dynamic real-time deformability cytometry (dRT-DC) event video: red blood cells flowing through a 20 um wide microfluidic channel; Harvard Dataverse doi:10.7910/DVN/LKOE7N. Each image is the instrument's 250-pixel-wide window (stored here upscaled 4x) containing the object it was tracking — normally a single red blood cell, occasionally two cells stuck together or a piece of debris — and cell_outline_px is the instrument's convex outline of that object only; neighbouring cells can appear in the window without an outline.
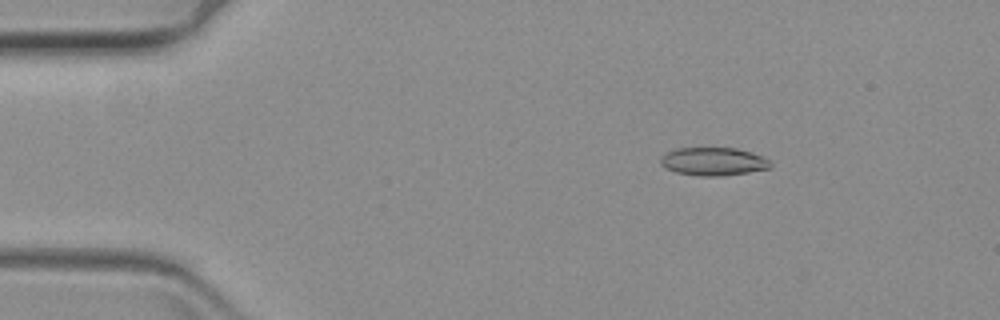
{"species": "common noctule bat (a hibernating species)", "species_latin": "Nyctalus noctula", "temperature_condition": "warm", "stored_images_in_passage": 53, "camera_frame_rate_fps": 3000, "um_per_image_px": 0.085, "animal": {"sex": "female", "body_mass_g": 19.3, "forearm_length_mm": 54.1}, "frame": {"image": 1, "passage_image": 1, "time_ms": 0.0, "image_size_px": [1000, 320], "cell_outline_px": [[772, 168], [748, 172], [720, 176], [700, 176], [676, 172], [664, 168], [660, 164], [660, 156], [676, 148], [736, 148], [752, 152], [764, 156], [772, 164]], "centroid_in_image_um": [60.64, 13.72], "position_along_channel_um": 24.4, "area_um2": 18.15}}
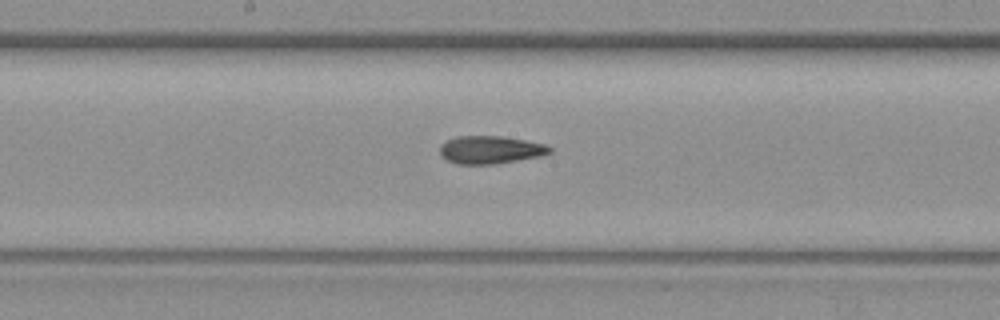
{"frame": {"image": 2, "passage_image": 24, "time_ms": 7.667, "image_size_px": [1000, 320], "cell_outline_px": [[552, 152], [544, 156], [496, 164], [456, 164], [448, 160], [440, 152], [440, 144], [456, 136], [500, 136], [524, 140], [544, 144], [552, 148]], "centroid_in_image_um": [41.72, 12.74], "position_along_channel_um": 206.5, "area_um2": 17.86}}
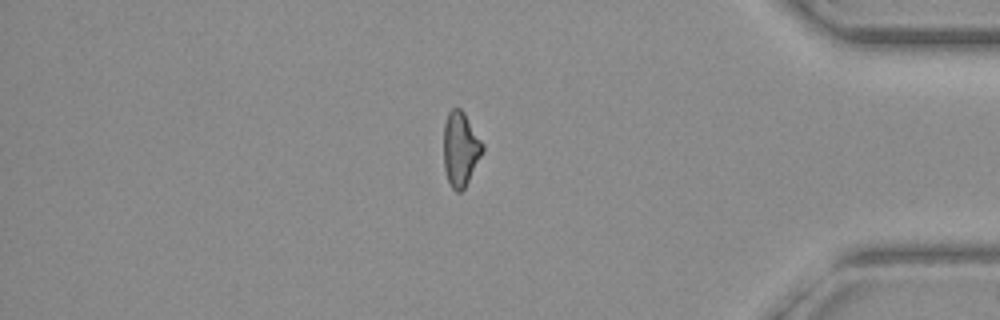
{"frame": {"image": 3, "passage_image": 44, "time_ms": 14.333, "image_size_px": [1000, 320], "cell_outline_px": [[484, 148], [464, 188], [460, 192], [456, 192], [452, 188], [448, 180], [444, 168], [444, 124], [448, 112], [452, 108], [460, 108], [464, 112], [484, 144]], "centroid_in_image_um": [39.13, 12.63], "position_along_channel_um": 396.1, "area_um2": 16.65}}